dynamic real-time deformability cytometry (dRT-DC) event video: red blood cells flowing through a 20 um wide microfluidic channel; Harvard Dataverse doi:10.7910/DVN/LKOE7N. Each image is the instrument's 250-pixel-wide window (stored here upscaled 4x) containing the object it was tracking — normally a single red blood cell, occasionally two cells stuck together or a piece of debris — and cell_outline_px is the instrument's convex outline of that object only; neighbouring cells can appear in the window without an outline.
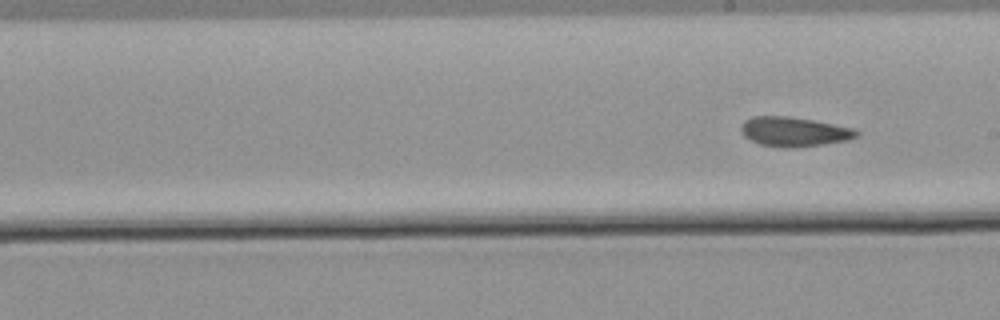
{"species": "common noctule bat (a hibernating species)", "species_latin": "Nyctalus noctula", "temperature_condition": "warm", "stored_images_in_passage": 20, "segment_of_instrument_passage": [2, 2], "camera_frame_rate_fps": 3000, "um_per_image_px": 0.085, "animal": {"sex": "male", "body_mass_g": 21.5, "forearm_length_mm": 52.0}, "frame": {"image": 1, "passage_image": 20, "time_ms": 6.333, "image_size_px": [1000, 320], "cell_outline_px": [[860, 136], [848, 140], [796, 148], [784, 148], [760, 144], [744, 136], [740, 128], [744, 120], [752, 116], [788, 116], [812, 120], [852, 128], [860, 132]], "centroid_in_image_um": [67.49, 11.2], "position_along_channel_um": 221.5, "area_um2": 19.83}}